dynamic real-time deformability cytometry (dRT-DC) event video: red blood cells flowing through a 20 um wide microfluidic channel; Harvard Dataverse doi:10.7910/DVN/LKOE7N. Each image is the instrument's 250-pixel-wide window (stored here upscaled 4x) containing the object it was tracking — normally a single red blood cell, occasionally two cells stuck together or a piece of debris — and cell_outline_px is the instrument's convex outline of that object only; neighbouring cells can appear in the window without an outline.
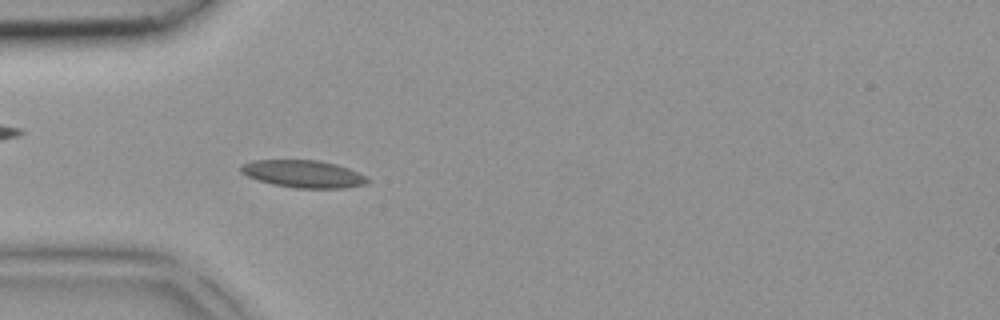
{"species": "common noctule bat (a hibernating species)", "species_latin": "Nyctalus noctula", "temperature_condition": "room temperature", "stored_images_in_passage": 1, "camera_frame_rate_fps": 3000, "um_per_image_px": 0.085, "animal": {"sex": "female", "body_mass_g": 18.4}, "frame": {"image": 1, "passage_image": 1, "time_ms": 0.0, "image_size_px": [1000, 320], "cell_outline_px": [[368, 184], [344, 188], [296, 188], [272, 184], [256, 180], [240, 172], [240, 164], [256, 160], [316, 160], [336, 164], [348, 168], [368, 176]], "centroid_in_image_um": [25.78, 14.78], "position_along_channel_um": 59.2, "area_um2": 20.35}}